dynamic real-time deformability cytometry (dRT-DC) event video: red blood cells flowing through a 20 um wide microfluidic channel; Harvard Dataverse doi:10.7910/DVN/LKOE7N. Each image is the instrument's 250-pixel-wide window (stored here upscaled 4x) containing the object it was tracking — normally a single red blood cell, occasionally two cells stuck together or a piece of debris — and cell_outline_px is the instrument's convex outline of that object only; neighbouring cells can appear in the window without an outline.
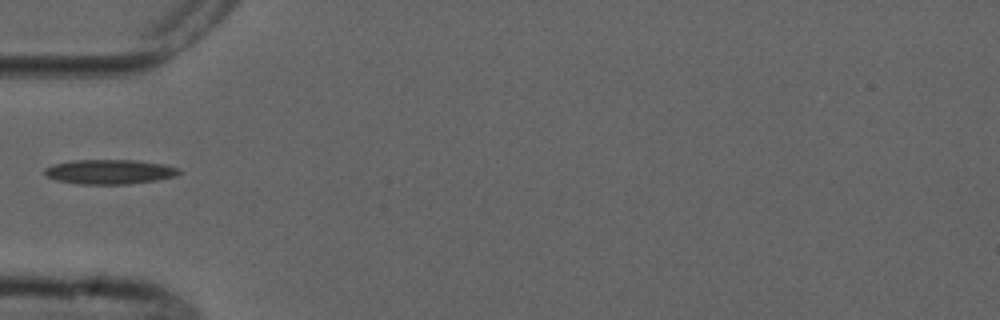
{"species": "common noctule bat (a hibernating species)", "species_latin": "Nyctalus noctula", "temperature_condition": "cold", "stored_images_in_passage": 1, "camera_frame_rate_fps": 3000, "um_per_image_px": 0.085, "animal": {"sex": "male", "forearm_length_mm": 52.5}, "frame": {"image": 1, "passage_image": 1, "time_ms": 0.0, "image_size_px": [1000, 320], "cell_outline_px": [[180, 172], [176, 176], [156, 180], [128, 184], [80, 184], [56, 180], [44, 176], [44, 168], [52, 164], [72, 160], [132, 160], [164, 164], [180, 168]], "centroid_in_image_um": [9.28, 14.6], "position_along_channel_um": 75.7, "area_um2": 19.36}}